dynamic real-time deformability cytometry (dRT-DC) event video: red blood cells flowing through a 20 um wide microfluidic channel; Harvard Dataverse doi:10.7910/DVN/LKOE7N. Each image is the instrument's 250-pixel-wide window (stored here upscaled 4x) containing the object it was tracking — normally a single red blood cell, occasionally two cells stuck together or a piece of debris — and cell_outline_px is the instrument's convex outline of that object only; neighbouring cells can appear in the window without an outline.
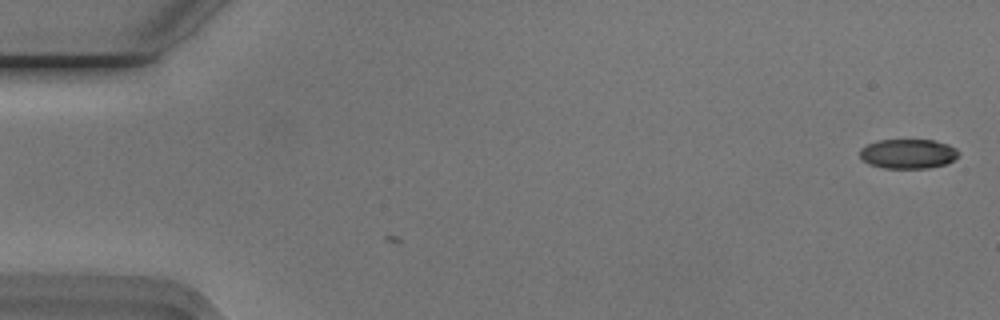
{"species": "Egyptian fruit bat (a non-hibernating species)", "species_latin": "Rousettus aegyptiacus", "temperature_condition": "cold", "stored_images_in_passage": 3, "camera_frame_rate_fps": 3000, "um_per_image_px": 0.085, "animal": {"sex": "male"}, "frame": {"image": 1, "passage_image": 3, "time_ms": 0.667, "image_size_px": [1000, 320], "cell_outline_px": [[960, 152], [948, 164], [928, 168], [884, 168], [868, 164], [860, 156], [860, 148], [868, 144], [880, 140], [932, 140], [948, 144], [956, 148]], "centroid_in_image_um": [77.19, 13.07], "position_along_channel_um": 7.8, "area_um2": 16.99}}